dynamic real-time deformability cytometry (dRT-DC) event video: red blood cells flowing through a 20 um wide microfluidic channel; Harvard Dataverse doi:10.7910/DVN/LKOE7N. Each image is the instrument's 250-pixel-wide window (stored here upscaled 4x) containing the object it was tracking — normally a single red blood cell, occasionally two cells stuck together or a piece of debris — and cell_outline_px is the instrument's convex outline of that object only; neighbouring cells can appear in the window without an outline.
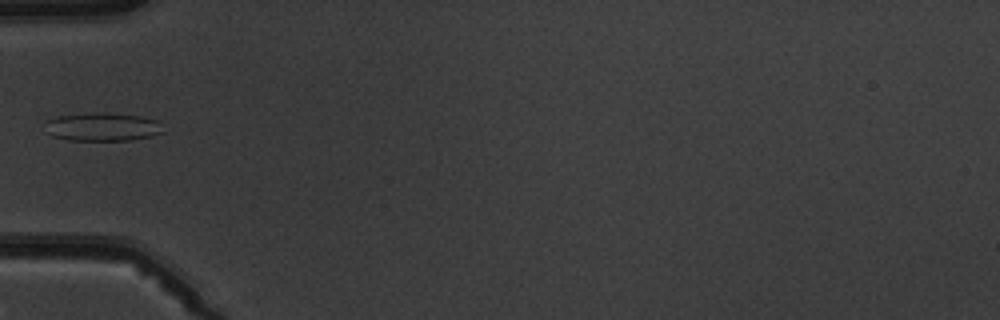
{"species": "common noctule bat (a hibernating species)", "species_latin": "Nyctalus noctula", "temperature_condition": "warm", "stored_images_in_passage": 7, "camera_frame_rate_fps": 3000, "um_per_image_px": 0.085, "animal": {"sex": "male", "body_mass_g": 19.5, "forearm_length_mm": 54.6}, "frame": {"image": 1, "passage_image": 6, "time_ms": 5.667, "image_size_px": [1000, 320], "cell_outline_px": [[164, 132], [152, 136], [128, 140], [68, 140], [52, 136], [48, 132], [44, 120], [56, 116], [92, 112], [140, 116], [160, 120]], "centroid_in_image_um": [8.71, 10.78], "position_along_channel_um": 76.3, "area_um2": 19.59}}
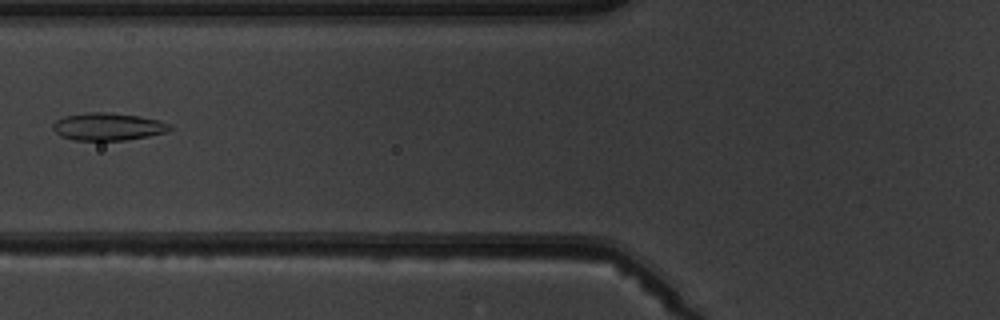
{"frame": {"image": 2, "passage_image": 7, "time_ms": 6.667, "image_size_px": [1000, 320], "cell_outline_px": [[172, 128], [168, 132], [148, 136], [124, 140], [72, 140], [60, 136], [52, 128], [52, 124], [56, 120], [64, 116], [88, 112], [108, 112], [140, 116], [160, 120], [172, 124]], "centroid_in_image_um": [9.19, 10.76], "position_along_channel_um": 116.6, "area_um2": 18.96}}